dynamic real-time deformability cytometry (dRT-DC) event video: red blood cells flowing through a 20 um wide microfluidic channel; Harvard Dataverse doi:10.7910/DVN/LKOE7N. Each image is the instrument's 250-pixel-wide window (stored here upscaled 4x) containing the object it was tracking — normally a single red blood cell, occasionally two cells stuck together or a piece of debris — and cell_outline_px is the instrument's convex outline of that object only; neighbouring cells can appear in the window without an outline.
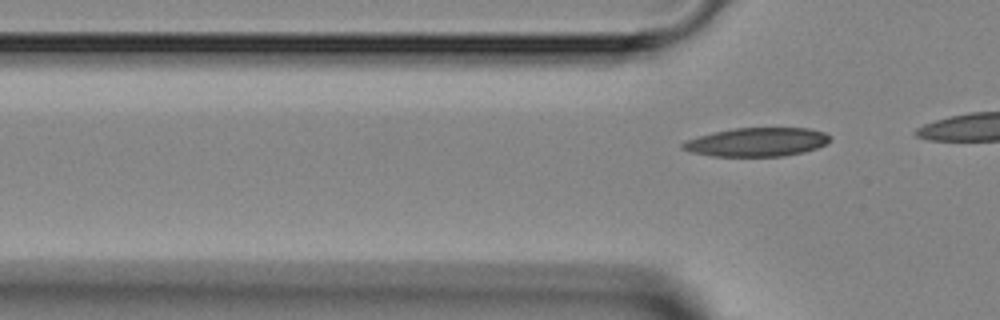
{"species": "Egyptian fruit bat (a non-hibernating species)", "species_latin": "Rousettus aegyptiacus", "temperature_condition": "room temperature", "stored_images_in_passage": 6, "segment_of_instrument_passage": [2, 2], "camera_frame_rate_fps": 3000, "um_per_image_px": 0.085, "animal": {"sex": "female"}, "frame": {"image": 1, "passage_image": 6, "time_ms": 6.333, "image_size_px": [1000, 320], "cell_outline_px": [[832, 140], [828, 144], [804, 152], [784, 156], [712, 156], [692, 152], [680, 148], [680, 144], [688, 140], [700, 136], [732, 128], [808, 128], [824, 132]], "centroid_in_image_um": [64.37, 12.08], "position_along_channel_um": 61.4, "area_um2": 24.57}}